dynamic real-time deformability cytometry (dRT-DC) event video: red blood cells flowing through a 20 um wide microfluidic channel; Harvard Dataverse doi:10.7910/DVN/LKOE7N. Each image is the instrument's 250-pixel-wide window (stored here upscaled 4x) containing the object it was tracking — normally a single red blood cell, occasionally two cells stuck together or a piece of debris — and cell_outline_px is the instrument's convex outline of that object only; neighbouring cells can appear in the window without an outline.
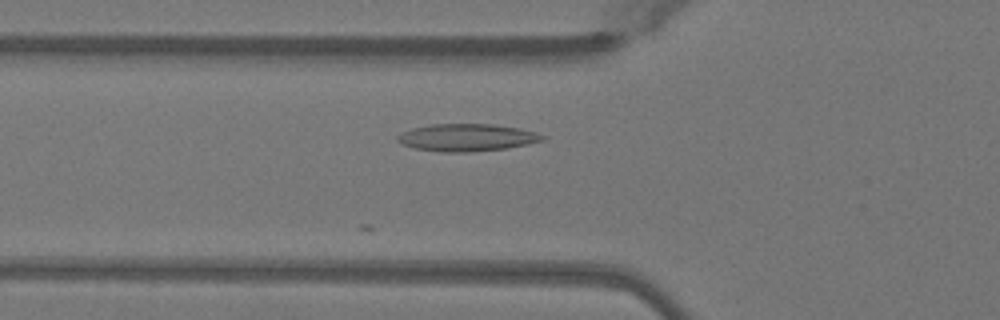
{"species": "Egyptian fruit bat (a non-hibernating species)", "species_latin": "Rousettus aegyptiacus", "temperature_condition": "warm", "stored_images_in_passage": 12, "camera_frame_rate_fps": 3000, "um_per_image_px": 0.085, "animal": {"sex": "female"}, "frame": {"image": 1, "passage_image": 4, "time_ms": 1.0, "image_size_px": [1000, 320], "cell_outline_px": [[548, 136], [544, 140], [528, 144], [504, 148], [468, 152], [440, 152], [412, 148], [396, 140], [396, 136], [412, 128], [432, 124], [492, 124], [520, 128], [536, 132]], "centroid_in_image_um": [39.7, 11.69], "position_along_channel_um": 86.1, "area_um2": 23.12}}
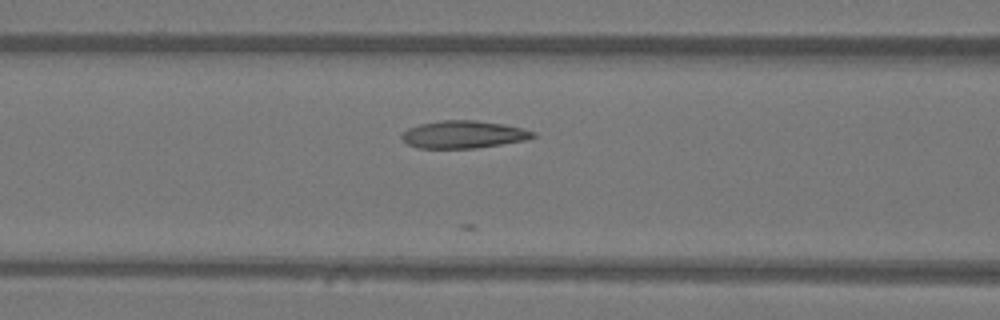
{"frame": {"image": 2, "passage_image": 7, "time_ms": 2.0, "image_size_px": [1000, 320], "cell_outline_px": [[536, 136], [528, 140], [476, 148], [416, 148], [408, 144], [400, 136], [408, 128], [420, 124], [440, 120], [476, 120], [504, 124], [536, 132]], "centroid_in_image_um": [39.41, 11.43], "position_along_channel_um": 127.2, "area_um2": 21.1}}
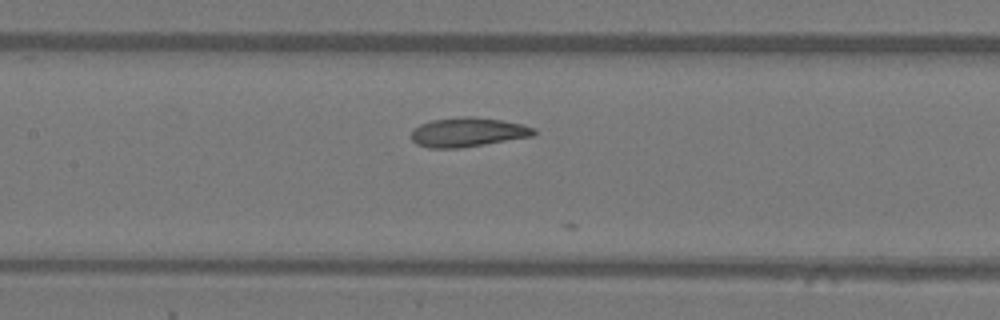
{"frame": {"image": 3, "passage_image": 10, "time_ms": 3.0, "image_size_px": [1000, 320], "cell_outline_px": [[536, 132], [532, 136], [460, 148], [428, 148], [416, 144], [412, 140], [412, 132], [420, 124], [432, 120], [460, 116], [476, 116], [500, 120], [520, 124], [536, 128]], "centroid_in_image_um": [39.75, 11.23], "position_along_channel_um": 167.7, "area_um2": 20.81}}